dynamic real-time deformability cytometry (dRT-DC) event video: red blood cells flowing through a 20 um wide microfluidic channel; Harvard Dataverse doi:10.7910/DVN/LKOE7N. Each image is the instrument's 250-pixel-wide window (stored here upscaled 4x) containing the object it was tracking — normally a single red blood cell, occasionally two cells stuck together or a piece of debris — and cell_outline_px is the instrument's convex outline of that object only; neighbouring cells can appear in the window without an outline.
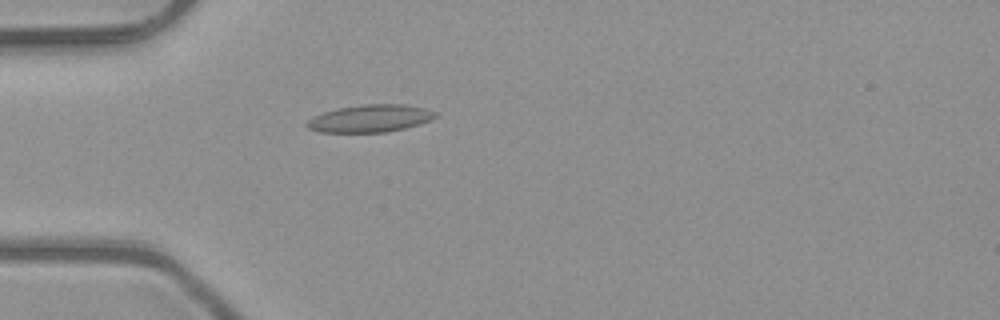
{"species": "common noctule bat (a hibernating species)", "species_latin": "Nyctalus noctula", "temperature_condition": "room temperature", "stored_images_in_passage": 1, "camera_frame_rate_fps": 3000, "um_per_image_px": 0.085, "animal": {"sex": "male", "body_mass_g": 23.1, "forearm_length_mm": 52.7}, "frame": {"image": 1, "passage_image": 1, "time_ms": 0.0, "image_size_px": [1000, 320], "cell_outline_px": [[436, 116], [432, 120], [420, 124], [404, 128], [384, 132], [320, 132], [308, 128], [304, 124], [312, 116], [336, 108], [360, 104], [404, 104], [424, 108], [436, 112]], "centroid_in_image_um": [31.44, 10.06], "position_along_channel_um": 53.6, "area_um2": 20.63}}